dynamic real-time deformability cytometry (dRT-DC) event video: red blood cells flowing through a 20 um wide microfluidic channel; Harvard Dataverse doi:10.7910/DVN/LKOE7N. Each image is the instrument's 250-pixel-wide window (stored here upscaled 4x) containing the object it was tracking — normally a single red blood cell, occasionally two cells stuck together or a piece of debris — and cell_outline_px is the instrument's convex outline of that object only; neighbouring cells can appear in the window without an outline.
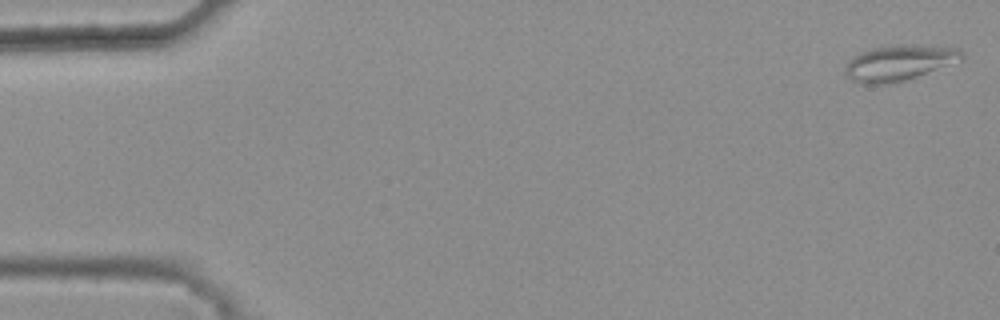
{"species": "common noctule bat (a hibernating species)", "species_latin": "Nyctalus noctula", "temperature_condition": "warm", "stored_images_in_passage": 5, "camera_frame_rate_fps": 3000, "um_per_image_px": 0.085, "animal": {"sex": "female", "body_mass_g": 25.1}, "frame": {"image": 1, "passage_image": 1, "time_ms": 0.0, "image_size_px": [1000, 320], "cell_outline_px": [[964, 60], [904, 80], [888, 84], [860, 84], [852, 80], [844, 72], [844, 68], [860, 52], [872, 48], [892, 44], [908, 44], [960, 48], [964, 52]], "centroid_in_image_um": [76.47, 5.32], "position_along_channel_um": 8.5, "area_um2": 24.22}}